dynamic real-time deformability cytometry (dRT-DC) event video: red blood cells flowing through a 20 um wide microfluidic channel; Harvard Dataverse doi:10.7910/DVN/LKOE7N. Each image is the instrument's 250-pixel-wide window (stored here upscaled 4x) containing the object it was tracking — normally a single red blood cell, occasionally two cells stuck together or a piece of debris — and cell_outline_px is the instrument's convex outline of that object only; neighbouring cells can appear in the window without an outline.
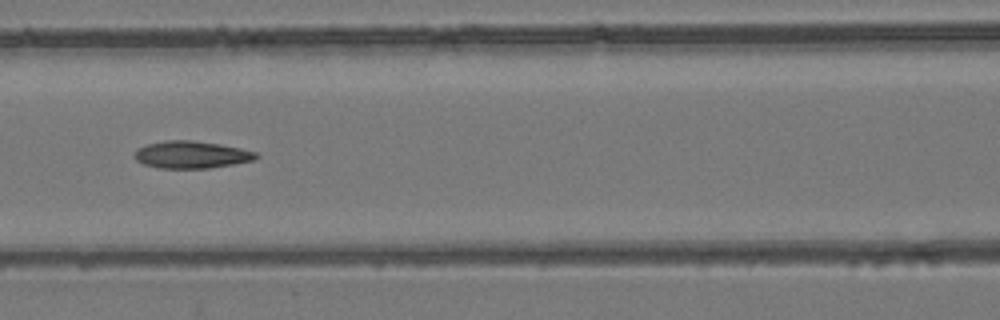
{"species": "common noctule bat (a hibernating species)", "species_latin": "Nyctalus noctula", "temperature_condition": "room temperature", "stored_images_in_passage": 7, "camera_frame_rate_fps": 3000, "um_per_image_px": 0.085, "animal": {"sex": "female", "body_mass_g": 24.6, "forearm_length_mm": 56.2}, "frame": {"image": 1, "passage_image": 7, "time_ms": 2.0, "image_size_px": [1000, 320], "cell_outline_px": [[260, 156], [252, 160], [232, 164], [208, 168], [160, 168], [144, 164], [136, 160], [132, 156], [136, 148], [148, 144], [164, 140], [192, 140], [220, 144], [240, 148], [256, 152]], "centroid_in_image_um": [16.22, 13.14], "position_along_channel_um": 150.4, "area_um2": 19.31}}